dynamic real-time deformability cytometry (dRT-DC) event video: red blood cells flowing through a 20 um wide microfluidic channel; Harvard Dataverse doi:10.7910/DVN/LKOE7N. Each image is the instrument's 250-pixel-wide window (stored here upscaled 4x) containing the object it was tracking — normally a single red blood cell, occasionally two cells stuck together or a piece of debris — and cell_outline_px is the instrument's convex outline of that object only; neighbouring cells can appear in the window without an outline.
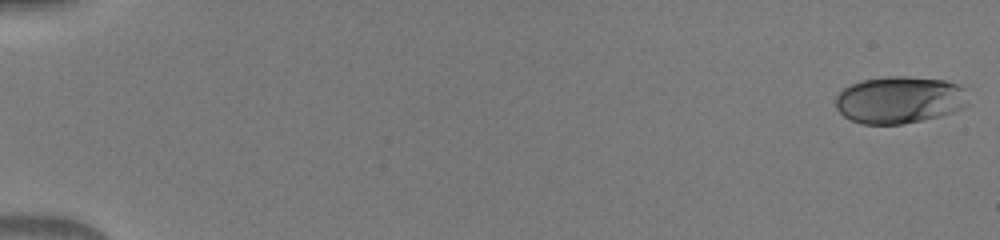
{"species": "human", "species_latin": "Homo sapiens", "temperature_condition": "warm", "stored_images_in_passage": 50, "camera_frame_rate_fps": 3000, "um_per_image_px": 0.085, "donor": {"sex": "male"}, "frame": {"image": 1, "passage_image": 1, "time_ms": 0.0, "image_size_px": [1000, 240], "cell_outline_px": [[968, 104], [952, 112], [940, 116], [904, 124], [864, 124], [852, 120], [844, 116], [836, 108], [836, 96], [844, 88], [852, 84], [864, 80], [888, 76], [908, 76], [944, 80], [960, 84], [964, 88]], "centroid_in_image_um": [76.47, 8.48], "position_along_channel_um": 8.5, "area_um2": 36.36}}
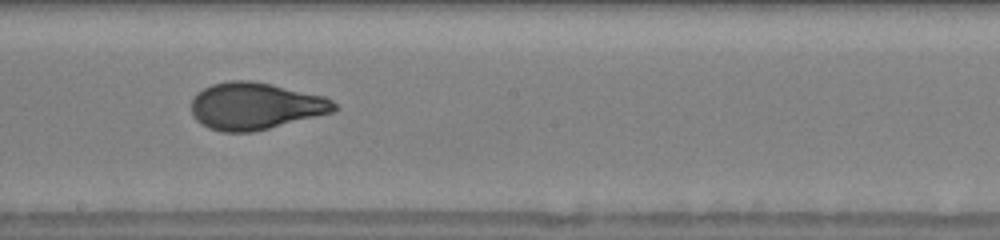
{"frame": {"image": 2, "passage_image": 30, "time_ms": 9.667, "image_size_px": [1000, 240], "cell_outline_px": [[340, 108], [332, 112], [252, 132], [224, 132], [208, 128], [200, 124], [192, 116], [192, 100], [196, 92], [212, 84], [232, 80], [252, 80], [272, 84], [324, 96], [332, 100]], "centroid_in_image_um": [21.68, 9.01], "position_along_channel_um": 226.5, "area_um2": 39.13}}
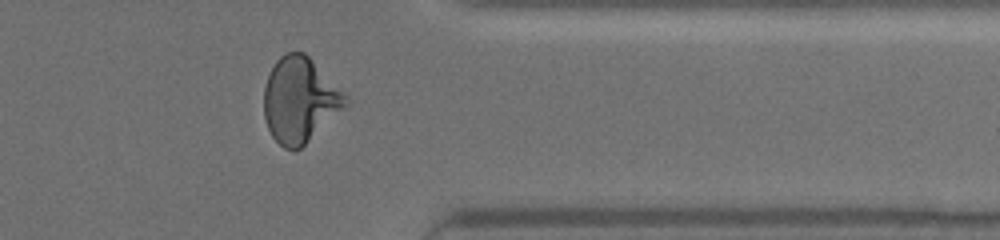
{"frame": {"image": 3, "passage_image": 42, "time_ms": 13.667, "image_size_px": [1000, 240], "cell_outline_px": [[352, 100], [344, 108], [300, 148], [284, 148], [272, 136], [268, 128], [264, 116], [264, 88], [268, 76], [276, 60], [284, 52], [304, 52]], "centroid_in_image_um": [25.48, 8.47], "position_along_channel_um": 385.9, "area_um2": 40.06}}